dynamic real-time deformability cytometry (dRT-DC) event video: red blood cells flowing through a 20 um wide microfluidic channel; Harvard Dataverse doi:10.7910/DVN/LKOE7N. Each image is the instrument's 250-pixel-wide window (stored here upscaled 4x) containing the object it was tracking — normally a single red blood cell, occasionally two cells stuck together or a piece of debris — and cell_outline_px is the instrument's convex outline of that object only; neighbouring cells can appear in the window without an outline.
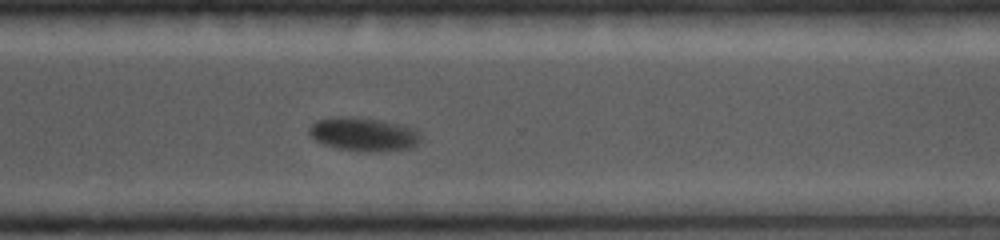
{"species": "common noctule bat (a hibernating species)", "species_latin": "Nyctalus noctula", "temperature_condition": "cold", "stored_images_in_passage": 19, "camera_frame_rate_fps": 5000, "um_per_image_px": 0.085, "animal": {"sex": "female", "body_mass_g": 19.0, "forearm_length_mm": 56.7}, "frame": {"image": 1, "passage_image": 19, "time_ms": 8.2, "image_size_px": [1000, 240], "cell_outline_px": [[420, 140], [412, 148], [384, 152], [368, 152], [336, 148], [320, 144], [308, 136], [308, 128], [316, 120], [376, 120], [416, 128], [420, 136]], "centroid_in_image_um": [30.92, 11.5], "position_along_channel_um": 339.7, "area_um2": 21.1}}